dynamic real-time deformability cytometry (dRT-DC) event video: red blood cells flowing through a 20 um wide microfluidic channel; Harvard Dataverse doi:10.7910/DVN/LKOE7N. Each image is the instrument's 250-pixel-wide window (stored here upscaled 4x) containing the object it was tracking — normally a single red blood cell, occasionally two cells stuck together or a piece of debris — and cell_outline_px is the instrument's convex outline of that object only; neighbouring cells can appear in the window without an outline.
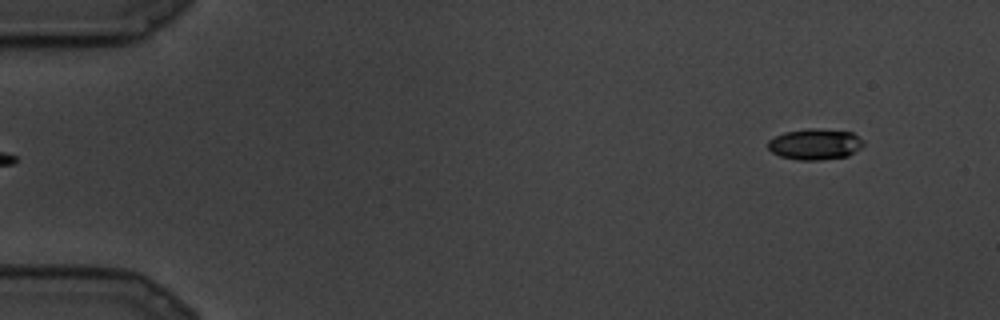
{"species": "common noctule bat (a hibernating species)", "species_latin": "Nyctalus noctula", "temperature_condition": "cold", "stored_images_in_passage": 10, "segment_of_instrument_passage": [2, 2], "camera_frame_rate_fps": 3000, "um_per_image_px": 0.085, "animal": {"sex": "male", "body_mass_g": 19.5, "forearm_length_mm": 54.6}, "frame": {"image": 1, "passage_image": 10, "time_ms": 3.0, "image_size_px": [1000, 320], "cell_outline_px": [[864, 144], [860, 148], [848, 156], [820, 160], [796, 160], [780, 156], [772, 152], [768, 148], [768, 140], [784, 132], [808, 128], [820, 128], [852, 132]], "centroid_in_image_um": [69.25, 12.25], "position_along_channel_um": 15.8, "area_um2": 17.22}}